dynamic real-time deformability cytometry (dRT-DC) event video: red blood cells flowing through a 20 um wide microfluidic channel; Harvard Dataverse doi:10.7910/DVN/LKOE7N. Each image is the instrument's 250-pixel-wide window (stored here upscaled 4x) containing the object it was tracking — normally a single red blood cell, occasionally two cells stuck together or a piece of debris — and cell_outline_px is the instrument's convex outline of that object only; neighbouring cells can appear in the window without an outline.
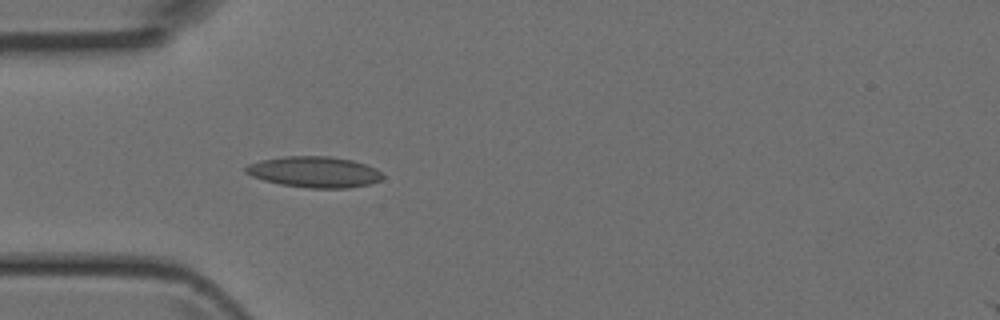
{"species": "Egyptian fruit bat (a non-hibernating species)", "species_latin": "Rousettus aegyptiacus", "temperature_condition": "room temperature", "stored_images_in_passage": 5, "camera_frame_rate_fps": 3000, "um_per_image_px": 0.085, "animal": {"sex": "female"}, "frame": {"image": 1, "passage_image": 5, "time_ms": 1.333, "image_size_px": [1000, 320], "cell_outline_px": [[384, 176], [380, 180], [368, 184], [348, 188], [308, 188], [280, 184], [264, 180], [252, 176], [244, 172], [244, 168], [248, 164], [260, 160], [284, 156], [328, 156], [352, 160], [376, 168]], "centroid_in_image_um": [26.69, 14.61], "position_along_channel_um": 58.3, "area_um2": 24.68}}